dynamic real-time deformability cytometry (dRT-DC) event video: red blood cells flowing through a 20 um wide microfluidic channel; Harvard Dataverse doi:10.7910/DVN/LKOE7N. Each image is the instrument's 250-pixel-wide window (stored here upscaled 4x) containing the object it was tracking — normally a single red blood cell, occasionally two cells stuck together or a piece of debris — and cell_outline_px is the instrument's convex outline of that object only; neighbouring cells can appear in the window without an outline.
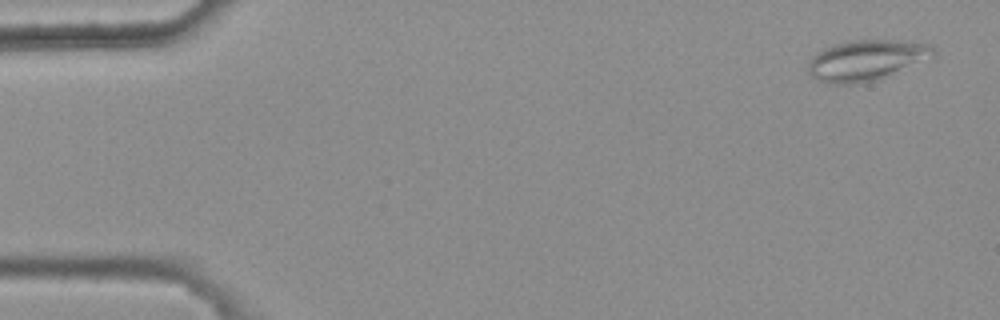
{"species": "common noctule bat (a hibernating species)", "species_latin": "Nyctalus noctula", "temperature_condition": "warm", "stored_images_in_passage": 6, "camera_frame_rate_fps": 3000, "um_per_image_px": 0.085, "animal": {"sex": "female", "body_mass_g": 25.1}, "frame": {"image": 1, "passage_image": 1, "time_ms": 0.0, "image_size_px": [1000, 320], "cell_outline_px": [[936, 56], [876, 80], [856, 84], [832, 84], [816, 80], [808, 76], [808, 64], [812, 56], [816, 52], [832, 44], [848, 40], [908, 40], [932, 44], [936, 48]], "centroid_in_image_um": [73.64, 5.1], "position_along_channel_um": 11.4, "area_um2": 30.23}}